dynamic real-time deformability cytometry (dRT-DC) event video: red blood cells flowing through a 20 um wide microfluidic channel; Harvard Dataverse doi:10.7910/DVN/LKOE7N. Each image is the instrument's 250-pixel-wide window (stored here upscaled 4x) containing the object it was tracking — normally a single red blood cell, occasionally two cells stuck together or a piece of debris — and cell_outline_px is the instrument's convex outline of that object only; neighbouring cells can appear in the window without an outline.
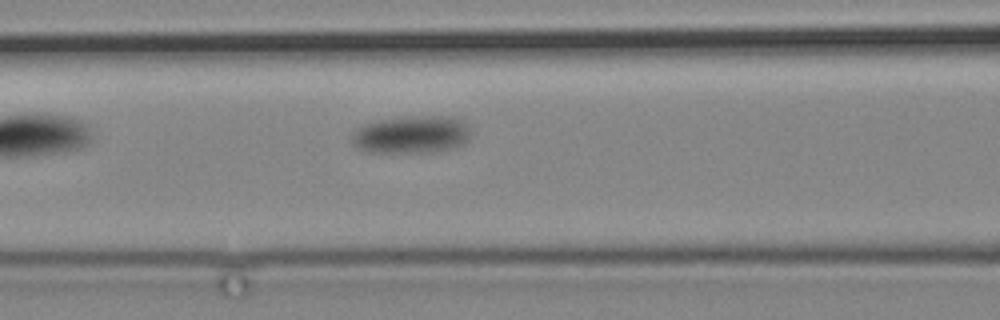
{"species": "common noctule bat (a hibernating species)", "species_latin": "Nyctalus noctula", "temperature_condition": "cold", "stored_images_in_passage": 7, "camera_frame_rate_fps": 3000, "um_per_image_px": 0.085, "animal": {"sex": "male", "body_mass_g": 19.2, "forearm_length_mm": 51.8}, "frame": {"image": 1, "passage_image": 4, "time_ms": 3.667, "image_size_px": [1000, 320], "cell_outline_px": [[468, 140], [464, 144], [456, 148], [432, 152], [364, 152], [352, 144], [352, 132], [360, 124], [380, 120], [404, 116], [448, 116], [464, 120], [468, 128]], "centroid_in_image_um": [34.94, 11.43], "position_along_channel_um": 131.7, "area_um2": 26.47}}
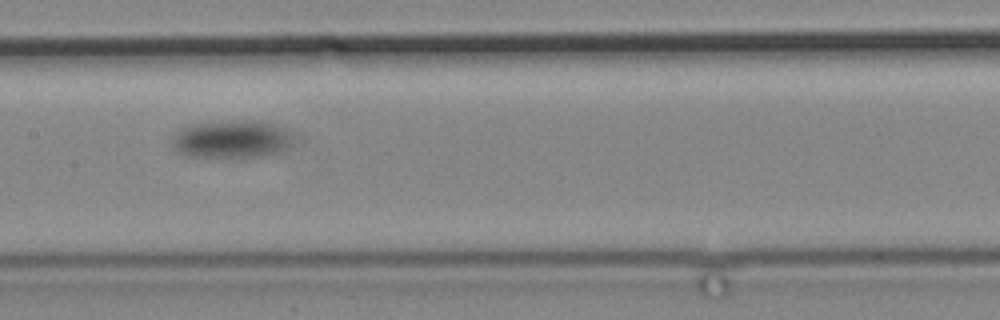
{"frame": {"image": 2, "passage_image": 6, "time_ms": 6.0, "image_size_px": [1000, 320], "cell_outline_px": [[292, 136], [288, 144], [280, 152], [264, 156], [240, 160], [184, 156], [172, 148], [172, 140], [180, 128], [188, 124], [240, 120], [252, 120], [276, 124], [288, 128], [292, 132]], "centroid_in_image_um": [19.67, 11.87], "position_along_channel_um": 187.7, "area_um2": 27.8}}
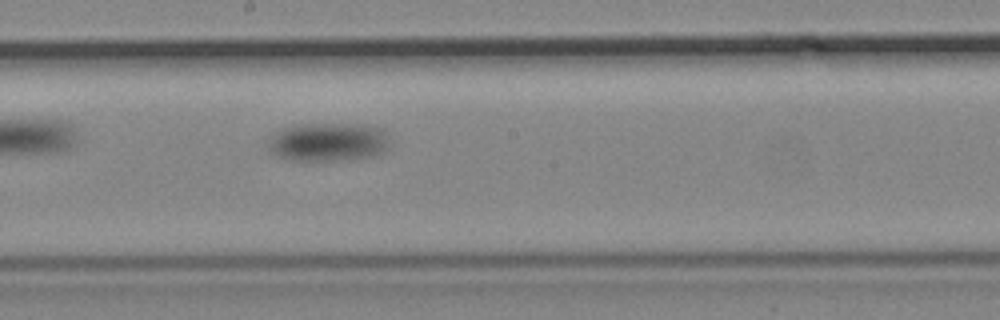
{"frame": {"image": 3, "passage_image": 7, "time_ms": 7.333, "image_size_px": [1000, 320], "cell_outline_px": [[392, 144], [384, 152], [372, 156], [332, 160], [288, 160], [276, 156], [268, 148], [268, 140], [276, 132], [284, 128], [300, 124], [364, 124], [384, 128]], "centroid_in_image_um": [27.95, 12.05], "position_along_channel_um": 220.3, "area_um2": 27.57}}